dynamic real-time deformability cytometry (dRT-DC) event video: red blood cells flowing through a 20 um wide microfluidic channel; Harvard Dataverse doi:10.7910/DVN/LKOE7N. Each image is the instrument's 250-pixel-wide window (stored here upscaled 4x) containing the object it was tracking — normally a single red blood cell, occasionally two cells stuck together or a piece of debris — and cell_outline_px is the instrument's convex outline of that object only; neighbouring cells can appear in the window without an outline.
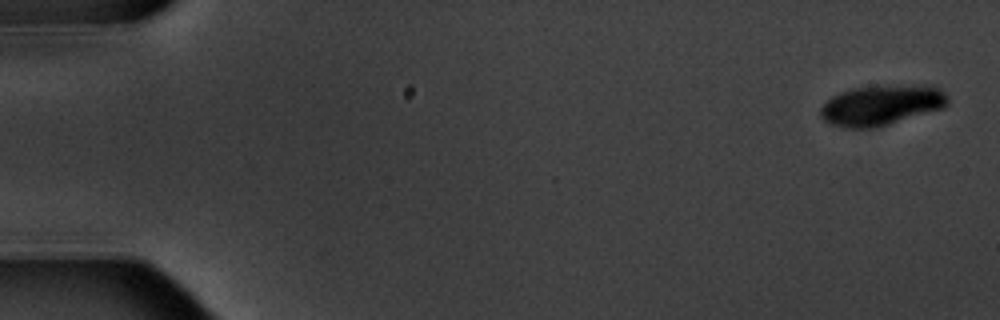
{"species": "common noctule bat (a hibernating species)", "species_latin": "Nyctalus noctula", "temperature_condition": "warm", "stored_images_in_passage": 9, "camera_frame_rate_fps": 3000, "um_per_image_px": 0.085, "animal": {"sex": "male", "body_mass_g": 20.1, "forearm_length_mm": 53.5}, "frame": {"image": 1, "passage_image": 1, "time_ms": 0.0, "image_size_px": [1000, 320], "cell_outline_px": [[948, 104], [944, 108], [876, 128], [844, 128], [828, 124], [820, 116], [820, 108], [832, 96], [840, 92], [856, 88], [940, 88], [948, 96]], "centroid_in_image_um": [74.84, 9.02], "position_along_channel_um": 10.2, "area_um2": 28.73}}